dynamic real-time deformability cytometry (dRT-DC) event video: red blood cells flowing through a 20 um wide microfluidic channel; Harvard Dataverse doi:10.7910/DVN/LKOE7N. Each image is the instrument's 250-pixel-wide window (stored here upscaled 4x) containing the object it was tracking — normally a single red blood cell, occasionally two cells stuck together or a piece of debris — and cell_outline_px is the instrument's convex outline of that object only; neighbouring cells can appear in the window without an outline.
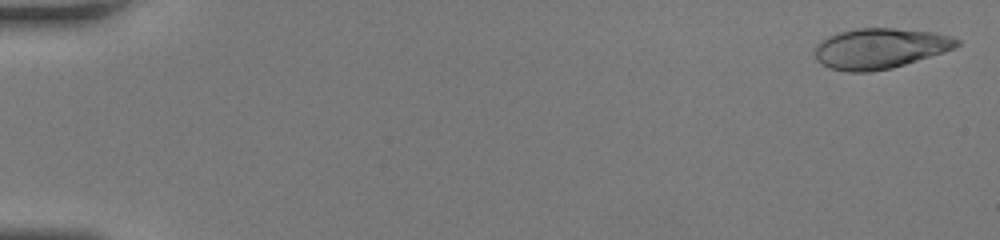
{"species": "human", "species_latin": "Homo sapiens", "temperature_condition": "room temperature", "stored_images_in_passage": 51, "camera_frame_rate_fps": 3000, "um_per_image_px": 0.085, "donor": {"sex": "female"}, "frame": {"image": 1, "passage_image": 2, "time_ms": 0.333, "image_size_px": [1000, 240], "cell_outline_px": [[960, 44], [956, 48], [944, 52], [892, 68], [872, 72], [848, 72], [832, 68], [820, 64], [816, 60], [812, 52], [816, 44], [820, 40], [828, 36], [840, 32], [856, 28], [892, 28], [936, 32], [952, 36], [960, 40]], "centroid_in_image_um": [74.78, 4.11], "position_along_channel_um": 10.2, "area_um2": 33.87}}
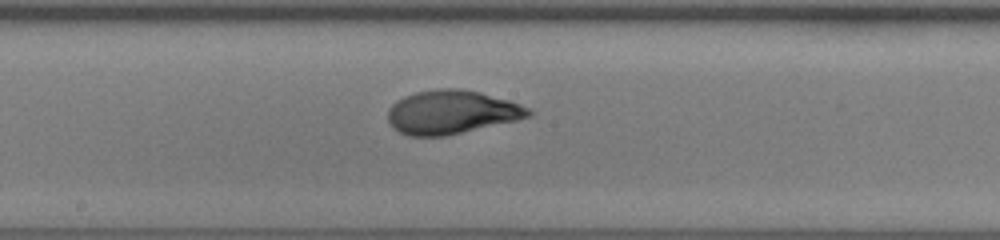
{"frame": {"image": 2, "passage_image": 29, "time_ms": 9.333, "image_size_px": [1000, 240], "cell_outline_px": [[532, 116], [516, 120], [444, 136], [408, 136], [392, 128], [388, 120], [388, 108], [396, 100], [404, 96], [416, 92], [440, 88], [460, 88], [480, 92], [508, 100], [532, 108]], "centroid_in_image_um": [38.37, 9.52], "position_along_channel_um": 209.8, "area_um2": 35.84}}
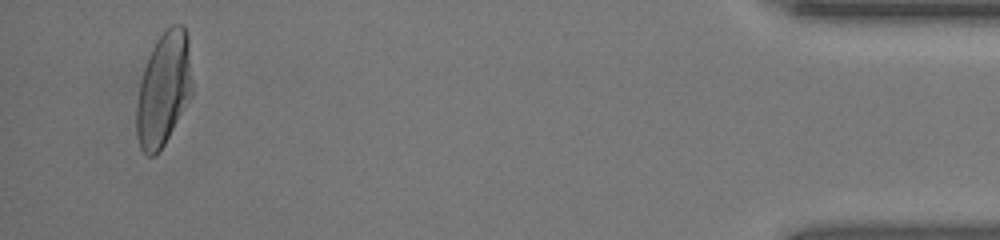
{"frame": {"image": 3, "passage_image": 49, "time_ms": 16.0, "image_size_px": [1000, 240], "cell_outline_px": [[192, 92], [164, 144], [156, 156], [148, 156], [140, 148], [136, 136], [136, 104], [140, 80], [144, 68], [152, 48], [156, 40], [164, 28], [172, 24], [184, 24], [188, 36], [192, 88]], "centroid_in_image_um": [13.88, 7.54], "position_along_channel_um": 421.3, "area_um2": 36.82}, "authors_computed_cell_mechanics": {"area_um2": 34.969, "velocity_mm_per_s": 4.2589, "shape_relaxation_time_tau1_ms": 4.678, "shape_relaxation_time_tau2_ms": 0.7284, "deformation_change_tau1": 0.2338, "deformation_change_tau2": 0.0593}}